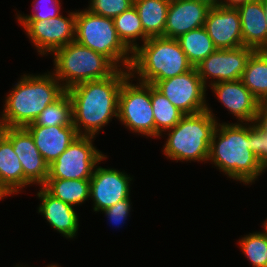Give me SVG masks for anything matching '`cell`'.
Instances as JSON below:
<instances>
[{"label": "cell", "instance_id": "obj_1", "mask_svg": "<svg viewBox=\"0 0 267 267\" xmlns=\"http://www.w3.org/2000/svg\"><path fill=\"white\" fill-rule=\"evenodd\" d=\"M129 69H117L103 79L85 81L67 89L72 101L73 125L78 135L96 136L112 118H118L122 83Z\"/></svg>", "mask_w": 267, "mask_h": 267}, {"label": "cell", "instance_id": "obj_2", "mask_svg": "<svg viewBox=\"0 0 267 267\" xmlns=\"http://www.w3.org/2000/svg\"><path fill=\"white\" fill-rule=\"evenodd\" d=\"M248 123H221L213 133L208 161L228 178L252 184L265 167L250 150Z\"/></svg>", "mask_w": 267, "mask_h": 267}, {"label": "cell", "instance_id": "obj_3", "mask_svg": "<svg viewBox=\"0 0 267 267\" xmlns=\"http://www.w3.org/2000/svg\"><path fill=\"white\" fill-rule=\"evenodd\" d=\"M65 92L66 89L52 72L24 74L5 97L0 116L2 127L25 128Z\"/></svg>", "mask_w": 267, "mask_h": 267}, {"label": "cell", "instance_id": "obj_4", "mask_svg": "<svg viewBox=\"0 0 267 267\" xmlns=\"http://www.w3.org/2000/svg\"><path fill=\"white\" fill-rule=\"evenodd\" d=\"M141 45L132 53L129 69L132 78L138 75V82L152 84L193 68L177 39L150 37Z\"/></svg>", "mask_w": 267, "mask_h": 267}, {"label": "cell", "instance_id": "obj_5", "mask_svg": "<svg viewBox=\"0 0 267 267\" xmlns=\"http://www.w3.org/2000/svg\"><path fill=\"white\" fill-rule=\"evenodd\" d=\"M211 107L203 112L184 115L179 123L167 130L164 155L173 161L208 162L210 144L218 120Z\"/></svg>", "mask_w": 267, "mask_h": 267}, {"label": "cell", "instance_id": "obj_6", "mask_svg": "<svg viewBox=\"0 0 267 267\" xmlns=\"http://www.w3.org/2000/svg\"><path fill=\"white\" fill-rule=\"evenodd\" d=\"M52 55L55 66L52 74L66 90L85 81L111 76L118 69L107 57L76 41L55 50Z\"/></svg>", "mask_w": 267, "mask_h": 267}, {"label": "cell", "instance_id": "obj_7", "mask_svg": "<svg viewBox=\"0 0 267 267\" xmlns=\"http://www.w3.org/2000/svg\"><path fill=\"white\" fill-rule=\"evenodd\" d=\"M75 41L104 55L118 69H130L132 52L119 39L112 18L93 14L88 9L77 10Z\"/></svg>", "mask_w": 267, "mask_h": 267}, {"label": "cell", "instance_id": "obj_8", "mask_svg": "<svg viewBox=\"0 0 267 267\" xmlns=\"http://www.w3.org/2000/svg\"><path fill=\"white\" fill-rule=\"evenodd\" d=\"M129 76L120 88L118 121L133 133L154 137V114L151 104V84H132ZM131 81V82H130Z\"/></svg>", "mask_w": 267, "mask_h": 267}, {"label": "cell", "instance_id": "obj_9", "mask_svg": "<svg viewBox=\"0 0 267 267\" xmlns=\"http://www.w3.org/2000/svg\"><path fill=\"white\" fill-rule=\"evenodd\" d=\"M94 136L79 135L49 165L48 178L90 179L96 164L105 156L93 145Z\"/></svg>", "mask_w": 267, "mask_h": 267}, {"label": "cell", "instance_id": "obj_10", "mask_svg": "<svg viewBox=\"0 0 267 267\" xmlns=\"http://www.w3.org/2000/svg\"><path fill=\"white\" fill-rule=\"evenodd\" d=\"M153 85L184 115L203 112L209 105L206 103V91L196 67L184 74L155 81Z\"/></svg>", "mask_w": 267, "mask_h": 267}, {"label": "cell", "instance_id": "obj_11", "mask_svg": "<svg viewBox=\"0 0 267 267\" xmlns=\"http://www.w3.org/2000/svg\"><path fill=\"white\" fill-rule=\"evenodd\" d=\"M76 11L67 17L61 14L48 20H28L23 28L39 55L52 54L55 50L75 41Z\"/></svg>", "mask_w": 267, "mask_h": 267}, {"label": "cell", "instance_id": "obj_12", "mask_svg": "<svg viewBox=\"0 0 267 267\" xmlns=\"http://www.w3.org/2000/svg\"><path fill=\"white\" fill-rule=\"evenodd\" d=\"M255 50L242 46L235 49H216L197 66V72L205 87L210 79L209 87L223 81L241 79L247 61ZM213 79V81H212Z\"/></svg>", "mask_w": 267, "mask_h": 267}, {"label": "cell", "instance_id": "obj_13", "mask_svg": "<svg viewBox=\"0 0 267 267\" xmlns=\"http://www.w3.org/2000/svg\"><path fill=\"white\" fill-rule=\"evenodd\" d=\"M104 156L95 166L90 178V197L93 200L94 212H102L118 201L130 197V178L126 172L114 168H103L98 164L104 161ZM98 165V166H97Z\"/></svg>", "mask_w": 267, "mask_h": 267}, {"label": "cell", "instance_id": "obj_14", "mask_svg": "<svg viewBox=\"0 0 267 267\" xmlns=\"http://www.w3.org/2000/svg\"><path fill=\"white\" fill-rule=\"evenodd\" d=\"M11 143L24 171V188L40 185L49 175V164L34 144L32 135L24 127H3L1 132Z\"/></svg>", "mask_w": 267, "mask_h": 267}, {"label": "cell", "instance_id": "obj_15", "mask_svg": "<svg viewBox=\"0 0 267 267\" xmlns=\"http://www.w3.org/2000/svg\"><path fill=\"white\" fill-rule=\"evenodd\" d=\"M204 27L216 49H235L243 46L240 15L236 8L220 5L211 7Z\"/></svg>", "mask_w": 267, "mask_h": 267}, {"label": "cell", "instance_id": "obj_16", "mask_svg": "<svg viewBox=\"0 0 267 267\" xmlns=\"http://www.w3.org/2000/svg\"><path fill=\"white\" fill-rule=\"evenodd\" d=\"M227 111L238 119V123H254L261 103L245 87L242 80L223 81L210 86Z\"/></svg>", "mask_w": 267, "mask_h": 267}, {"label": "cell", "instance_id": "obj_17", "mask_svg": "<svg viewBox=\"0 0 267 267\" xmlns=\"http://www.w3.org/2000/svg\"><path fill=\"white\" fill-rule=\"evenodd\" d=\"M211 6L198 0H171L164 37L177 39L182 34L203 27Z\"/></svg>", "mask_w": 267, "mask_h": 267}, {"label": "cell", "instance_id": "obj_18", "mask_svg": "<svg viewBox=\"0 0 267 267\" xmlns=\"http://www.w3.org/2000/svg\"><path fill=\"white\" fill-rule=\"evenodd\" d=\"M25 128L32 135L34 144L49 165L79 136L74 125H27Z\"/></svg>", "mask_w": 267, "mask_h": 267}, {"label": "cell", "instance_id": "obj_19", "mask_svg": "<svg viewBox=\"0 0 267 267\" xmlns=\"http://www.w3.org/2000/svg\"><path fill=\"white\" fill-rule=\"evenodd\" d=\"M39 189L37 196L41 204L38 213H41L50 226L62 236L68 239L75 238L79 228V217L74 207L50 195L42 186Z\"/></svg>", "mask_w": 267, "mask_h": 267}, {"label": "cell", "instance_id": "obj_20", "mask_svg": "<svg viewBox=\"0 0 267 267\" xmlns=\"http://www.w3.org/2000/svg\"><path fill=\"white\" fill-rule=\"evenodd\" d=\"M240 15L243 46L255 51L267 49V23L261 0H252L236 8Z\"/></svg>", "mask_w": 267, "mask_h": 267}, {"label": "cell", "instance_id": "obj_21", "mask_svg": "<svg viewBox=\"0 0 267 267\" xmlns=\"http://www.w3.org/2000/svg\"><path fill=\"white\" fill-rule=\"evenodd\" d=\"M0 185L9 195L24 189V171L12 143L0 133Z\"/></svg>", "mask_w": 267, "mask_h": 267}, {"label": "cell", "instance_id": "obj_22", "mask_svg": "<svg viewBox=\"0 0 267 267\" xmlns=\"http://www.w3.org/2000/svg\"><path fill=\"white\" fill-rule=\"evenodd\" d=\"M171 0H134L144 33L150 37H164L167 13Z\"/></svg>", "mask_w": 267, "mask_h": 267}, {"label": "cell", "instance_id": "obj_23", "mask_svg": "<svg viewBox=\"0 0 267 267\" xmlns=\"http://www.w3.org/2000/svg\"><path fill=\"white\" fill-rule=\"evenodd\" d=\"M42 187L71 206H79L90 197V179L47 178Z\"/></svg>", "mask_w": 267, "mask_h": 267}, {"label": "cell", "instance_id": "obj_24", "mask_svg": "<svg viewBox=\"0 0 267 267\" xmlns=\"http://www.w3.org/2000/svg\"><path fill=\"white\" fill-rule=\"evenodd\" d=\"M241 80L261 104L267 101V52L254 51L249 57Z\"/></svg>", "mask_w": 267, "mask_h": 267}, {"label": "cell", "instance_id": "obj_25", "mask_svg": "<svg viewBox=\"0 0 267 267\" xmlns=\"http://www.w3.org/2000/svg\"><path fill=\"white\" fill-rule=\"evenodd\" d=\"M177 41L193 67L216 50L204 26L182 34Z\"/></svg>", "mask_w": 267, "mask_h": 267}, {"label": "cell", "instance_id": "obj_26", "mask_svg": "<svg viewBox=\"0 0 267 267\" xmlns=\"http://www.w3.org/2000/svg\"><path fill=\"white\" fill-rule=\"evenodd\" d=\"M151 104L154 114V138H160L163 132L175 127L184 114L153 85H151Z\"/></svg>", "mask_w": 267, "mask_h": 267}, {"label": "cell", "instance_id": "obj_27", "mask_svg": "<svg viewBox=\"0 0 267 267\" xmlns=\"http://www.w3.org/2000/svg\"><path fill=\"white\" fill-rule=\"evenodd\" d=\"M113 22L119 39L132 53L139 46L137 40H142L144 43L149 39L144 33L139 14L134 6L113 18Z\"/></svg>", "mask_w": 267, "mask_h": 267}, {"label": "cell", "instance_id": "obj_28", "mask_svg": "<svg viewBox=\"0 0 267 267\" xmlns=\"http://www.w3.org/2000/svg\"><path fill=\"white\" fill-rule=\"evenodd\" d=\"M29 125L44 127L73 125L72 101L67 91L58 100L48 105Z\"/></svg>", "mask_w": 267, "mask_h": 267}, {"label": "cell", "instance_id": "obj_29", "mask_svg": "<svg viewBox=\"0 0 267 267\" xmlns=\"http://www.w3.org/2000/svg\"><path fill=\"white\" fill-rule=\"evenodd\" d=\"M248 137L250 150L267 169V107L264 104L259 106L254 123H248Z\"/></svg>", "mask_w": 267, "mask_h": 267}, {"label": "cell", "instance_id": "obj_30", "mask_svg": "<svg viewBox=\"0 0 267 267\" xmlns=\"http://www.w3.org/2000/svg\"><path fill=\"white\" fill-rule=\"evenodd\" d=\"M238 242L253 267H267V233L253 232L244 235Z\"/></svg>", "mask_w": 267, "mask_h": 267}, {"label": "cell", "instance_id": "obj_31", "mask_svg": "<svg viewBox=\"0 0 267 267\" xmlns=\"http://www.w3.org/2000/svg\"><path fill=\"white\" fill-rule=\"evenodd\" d=\"M33 13L30 15H22L17 13L16 19L23 26L28 20H48L59 16L61 13L60 0H34Z\"/></svg>", "mask_w": 267, "mask_h": 267}, {"label": "cell", "instance_id": "obj_32", "mask_svg": "<svg viewBox=\"0 0 267 267\" xmlns=\"http://www.w3.org/2000/svg\"><path fill=\"white\" fill-rule=\"evenodd\" d=\"M89 4L91 13L113 19L134 6V0H90Z\"/></svg>", "mask_w": 267, "mask_h": 267}, {"label": "cell", "instance_id": "obj_33", "mask_svg": "<svg viewBox=\"0 0 267 267\" xmlns=\"http://www.w3.org/2000/svg\"><path fill=\"white\" fill-rule=\"evenodd\" d=\"M131 204L129 197L128 199L118 201L113 206L102 210V213H105V216L109 218L108 220L112 223V225H118L117 227L119 228V226L124 224V221L128 219L131 212Z\"/></svg>", "mask_w": 267, "mask_h": 267}, {"label": "cell", "instance_id": "obj_34", "mask_svg": "<svg viewBox=\"0 0 267 267\" xmlns=\"http://www.w3.org/2000/svg\"><path fill=\"white\" fill-rule=\"evenodd\" d=\"M252 0H221L220 6L227 8H237L240 5H243Z\"/></svg>", "mask_w": 267, "mask_h": 267}, {"label": "cell", "instance_id": "obj_35", "mask_svg": "<svg viewBox=\"0 0 267 267\" xmlns=\"http://www.w3.org/2000/svg\"><path fill=\"white\" fill-rule=\"evenodd\" d=\"M198 1H203V2H205L207 4H209L211 7L219 6L220 2H221V0H198Z\"/></svg>", "mask_w": 267, "mask_h": 267}, {"label": "cell", "instance_id": "obj_36", "mask_svg": "<svg viewBox=\"0 0 267 267\" xmlns=\"http://www.w3.org/2000/svg\"><path fill=\"white\" fill-rule=\"evenodd\" d=\"M7 196H10L8 192L0 185V200H3L4 197L7 198Z\"/></svg>", "mask_w": 267, "mask_h": 267}, {"label": "cell", "instance_id": "obj_37", "mask_svg": "<svg viewBox=\"0 0 267 267\" xmlns=\"http://www.w3.org/2000/svg\"><path fill=\"white\" fill-rule=\"evenodd\" d=\"M261 1H262V6H263V11L265 14L266 23H267V0H261Z\"/></svg>", "mask_w": 267, "mask_h": 267}, {"label": "cell", "instance_id": "obj_38", "mask_svg": "<svg viewBox=\"0 0 267 267\" xmlns=\"http://www.w3.org/2000/svg\"><path fill=\"white\" fill-rule=\"evenodd\" d=\"M264 232L267 233V218L263 223Z\"/></svg>", "mask_w": 267, "mask_h": 267}, {"label": "cell", "instance_id": "obj_39", "mask_svg": "<svg viewBox=\"0 0 267 267\" xmlns=\"http://www.w3.org/2000/svg\"><path fill=\"white\" fill-rule=\"evenodd\" d=\"M16 266H17V267H20V266H18V265H16ZM16 266H15V267H16ZM22 267H23V266H22ZM47 267H59V266L56 265V264H54V265L52 264V265H47ZM60 267H61V266H60Z\"/></svg>", "mask_w": 267, "mask_h": 267}, {"label": "cell", "instance_id": "obj_40", "mask_svg": "<svg viewBox=\"0 0 267 267\" xmlns=\"http://www.w3.org/2000/svg\"><path fill=\"white\" fill-rule=\"evenodd\" d=\"M2 124H1V122H0V133L2 132Z\"/></svg>", "mask_w": 267, "mask_h": 267}]
</instances>
